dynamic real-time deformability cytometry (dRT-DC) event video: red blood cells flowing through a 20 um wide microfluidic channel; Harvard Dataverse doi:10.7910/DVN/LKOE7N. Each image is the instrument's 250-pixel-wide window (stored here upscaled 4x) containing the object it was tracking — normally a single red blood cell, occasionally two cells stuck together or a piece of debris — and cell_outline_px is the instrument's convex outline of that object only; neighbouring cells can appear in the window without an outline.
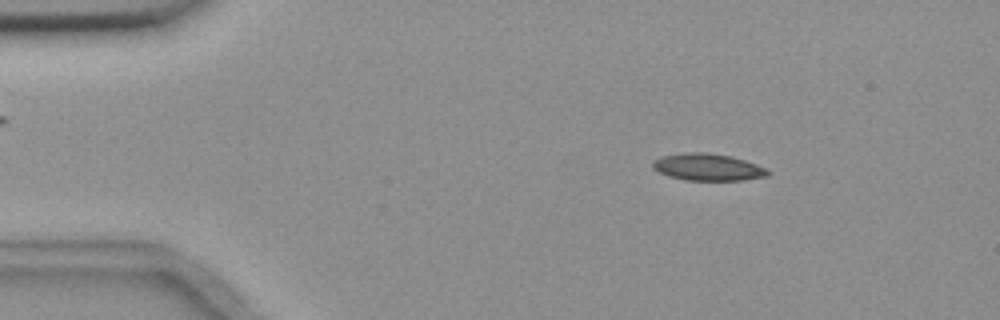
{"species": "common noctule bat (a hibernating species)", "species_latin": "Nyctalus noctula", "temperature_condition": "room temperature", "stored_images_in_passage": 5, "camera_frame_rate_fps": 3000, "um_per_image_px": 0.085, "animal": {"sex": "female", "body_mass_g": 18.4}, "frame": {"image": 1, "passage_image": 1, "time_ms": 0.0, "image_size_px": [1000, 320], "cell_outline_px": [[772, 172], [768, 176], [744, 180], [688, 180], [668, 176], [652, 168], [652, 160], [664, 156], [684, 152], [708, 152], [732, 156], [768, 168]], "centroid_in_image_um": [60.2, 14.2], "position_along_channel_um": 24.8, "area_um2": 18.26}}
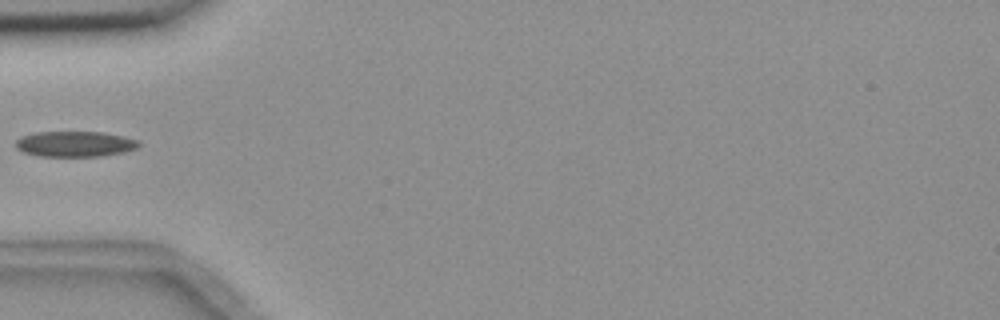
{"frame": {"image": 2, "passage_image": 4, "time_ms": 3.333, "image_size_px": [1000, 320], "cell_outline_px": [[140, 144], [136, 148], [124, 152], [100, 156], [40, 156], [24, 152], [16, 148], [16, 140], [20, 136], [36, 132], [104, 132], [124, 136], [140, 140]], "centroid_in_image_um": [6.38, 12.23], "position_along_channel_um": 78.6, "area_um2": 18.38}}
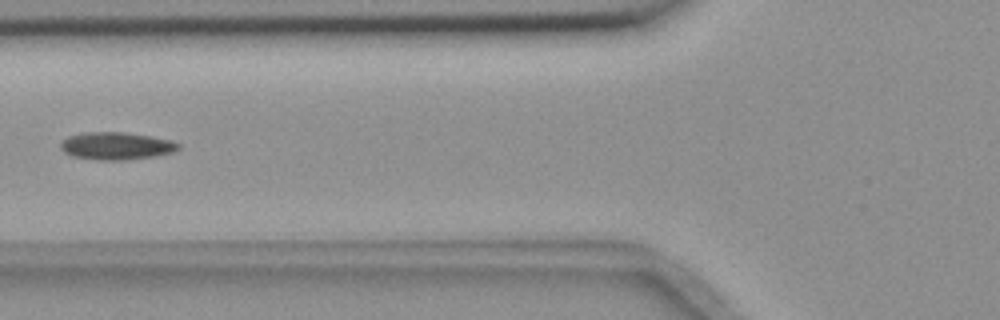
{"frame": {"image": 3, "passage_image": 5, "time_ms": 4.333, "image_size_px": [1000, 320], "cell_outline_px": [[180, 148], [172, 152], [156, 156], [128, 160], [96, 160], [72, 156], [64, 152], [60, 148], [60, 144], [68, 136], [84, 132], [124, 132], [148, 136], [168, 140], [180, 144]], "centroid_in_image_um": [9.85, 12.41], "position_along_channel_um": 115.9, "area_um2": 18.84}}